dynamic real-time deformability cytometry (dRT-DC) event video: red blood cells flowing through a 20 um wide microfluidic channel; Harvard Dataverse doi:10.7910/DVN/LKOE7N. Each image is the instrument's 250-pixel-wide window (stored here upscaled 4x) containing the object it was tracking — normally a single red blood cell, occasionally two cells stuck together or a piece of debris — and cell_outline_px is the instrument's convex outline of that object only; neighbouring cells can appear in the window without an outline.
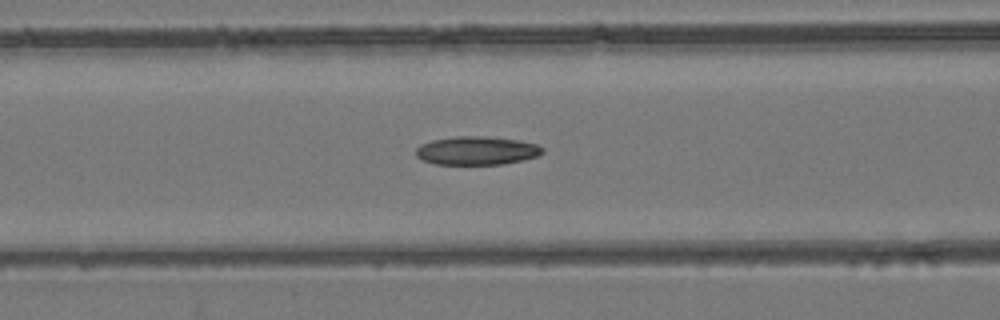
{"species": "common noctule bat (a hibernating species)", "species_latin": "Nyctalus noctula", "temperature_condition": "room temperature", "stored_images_in_passage": 36, "camera_frame_rate_fps": 3000, "um_per_image_px": 0.085, "animal": {"sex": "female", "body_mass_g": 24.6, "forearm_length_mm": 56.2}, "frame": {"image": 1, "passage_image": 12, "time_ms": 3.667, "image_size_px": [1000, 320], "cell_outline_px": [[544, 152], [536, 156], [520, 160], [500, 164], [436, 164], [424, 160], [416, 156], [416, 148], [420, 144], [432, 140], [456, 136], [484, 136], [520, 140], [536, 144], [544, 148]], "centroid_in_image_um": [40.51, 12.79], "position_along_channel_um": 126.1, "area_um2": 20.87}}
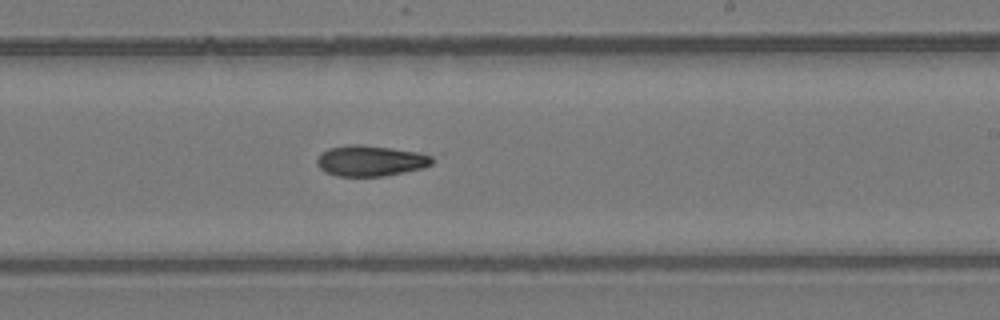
{"frame": {"image": 2, "passage_image": 22, "time_ms": 7.0, "image_size_px": [1000, 320], "cell_outline_px": [[436, 156], [432, 164], [424, 168], [384, 176], [336, 176], [324, 172], [316, 164], [316, 160], [328, 148], [348, 144], [360, 144], [392, 148], [416, 152]], "centroid_in_image_um": [31.51, 13.67], "position_along_channel_um": 257.5, "area_um2": 20.81}}
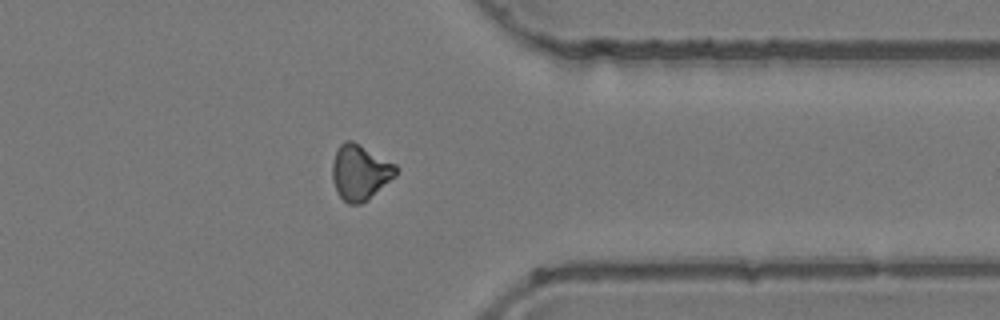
{"frame": {"image": 3, "passage_image": 32, "time_ms": 10.333, "image_size_px": [1000, 320], "cell_outline_px": [[400, 168], [396, 176], [368, 200], [360, 204], [348, 204], [336, 192], [332, 180], [332, 164], [336, 152], [340, 144], [344, 140], [352, 140], [360, 144], [396, 164]], "centroid_in_image_um": [30.62, 14.65], "position_along_channel_um": 380.8, "area_um2": 20.81}}